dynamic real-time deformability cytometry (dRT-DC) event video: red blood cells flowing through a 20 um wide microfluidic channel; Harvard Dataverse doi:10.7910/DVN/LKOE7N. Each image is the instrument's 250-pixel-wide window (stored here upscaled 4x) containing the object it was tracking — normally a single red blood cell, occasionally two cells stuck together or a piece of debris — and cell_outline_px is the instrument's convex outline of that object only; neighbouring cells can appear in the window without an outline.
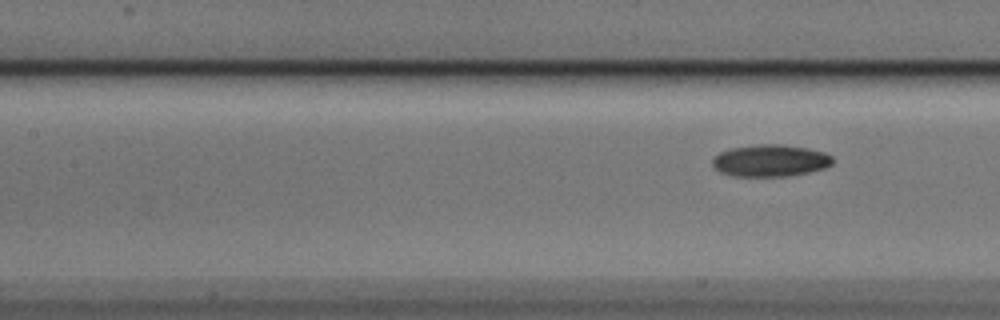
{"species": "Egyptian fruit bat (a non-hibernating species)", "species_latin": "Rousettus aegyptiacus", "temperature_condition": "cold", "stored_images_in_passage": 5, "camera_frame_rate_fps": 3000, "um_per_image_px": 0.085, "animal": {"sex": "male"}, "frame": {"image": 1, "passage_image": 5, "time_ms": 1.333, "image_size_px": [1000, 320], "cell_outline_px": [[832, 164], [824, 168], [808, 172], [788, 176], [732, 176], [720, 172], [712, 164], [712, 160], [720, 152], [728, 148], [760, 144], [780, 144], [808, 148], [824, 152], [832, 156]], "centroid_in_image_um": [65.47, 13.64], "position_along_channel_um": 141.9, "area_um2": 22.37}}